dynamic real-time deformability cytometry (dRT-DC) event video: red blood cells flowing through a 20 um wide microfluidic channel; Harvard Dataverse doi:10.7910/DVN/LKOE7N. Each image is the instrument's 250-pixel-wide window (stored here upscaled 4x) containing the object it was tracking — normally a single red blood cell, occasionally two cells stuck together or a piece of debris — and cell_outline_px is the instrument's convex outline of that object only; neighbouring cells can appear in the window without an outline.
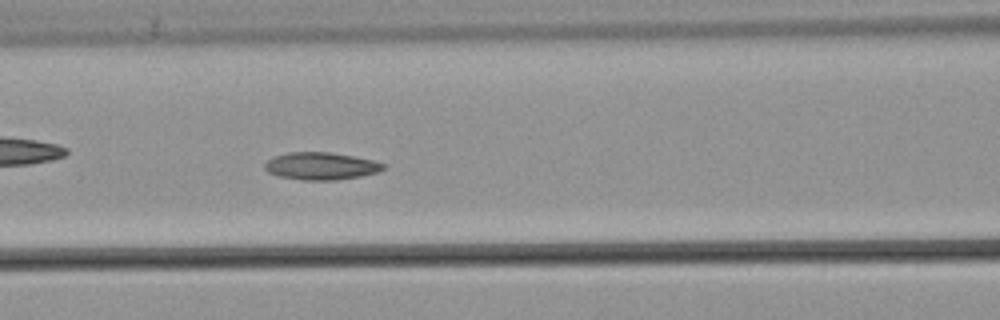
{"species": "common noctule bat (a hibernating species)", "species_latin": "Nyctalus noctula", "temperature_condition": "warm", "stored_images_in_passage": 54, "camera_frame_rate_fps": 3000, "um_per_image_px": 0.085, "animal": {"sex": "male", "body_mass_g": 21.5, "forearm_length_mm": 52.0}, "frame": {"image": 1, "passage_image": 24, "time_ms": 7.667, "image_size_px": [1000, 320], "cell_outline_px": [[388, 164], [384, 168], [376, 172], [360, 176], [336, 180], [304, 180], [280, 176], [268, 172], [264, 168], [264, 164], [268, 160], [276, 156], [288, 152], [328, 152], [352, 156], [372, 160]], "centroid_in_image_um": [27.28, 14.11], "position_along_channel_um": 139.3, "area_um2": 18.73}, "authors_computed_cell_mechanics": {"area_um2": 18.8717, "velocity_mm_per_s": 3.803, "shape_relaxation_time_tau1_ms": null, "shape_relaxation_time_tau2_ms": 5.6384, "deformation_change_tau1": null, "deformation_change_tau2": 0.1393}}